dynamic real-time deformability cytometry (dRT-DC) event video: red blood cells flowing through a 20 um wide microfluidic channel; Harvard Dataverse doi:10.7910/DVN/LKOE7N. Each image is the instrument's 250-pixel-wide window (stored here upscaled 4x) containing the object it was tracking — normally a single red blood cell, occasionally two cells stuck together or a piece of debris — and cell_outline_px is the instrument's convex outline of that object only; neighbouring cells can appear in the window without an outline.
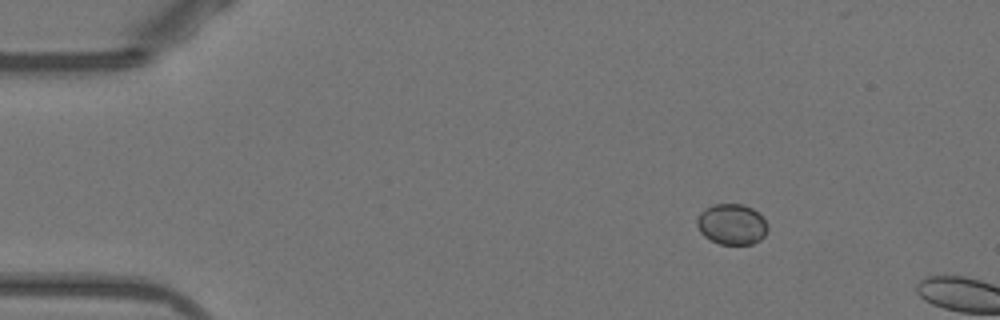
{"species": "Egyptian fruit bat (a non-hibernating species)", "species_latin": "Rousettus aegyptiacus", "temperature_condition": "warm", "stored_images_in_passage": 4, "camera_frame_rate_fps": 3000, "um_per_image_px": 0.085, "animal": {"sex": "female"}, "frame": {"image": 1, "passage_image": 1, "time_ms": 0.0, "image_size_px": [1000, 320], "cell_outline_px": [[768, 228], [764, 236], [760, 240], [752, 244], [720, 244], [704, 236], [700, 232], [696, 224], [696, 220], [700, 212], [704, 208], [712, 204], [744, 204], [752, 208], [768, 224]], "centroid_in_image_um": [62.18, 19.05], "position_along_channel_um": 22.8, "area_um2": 16.82}}